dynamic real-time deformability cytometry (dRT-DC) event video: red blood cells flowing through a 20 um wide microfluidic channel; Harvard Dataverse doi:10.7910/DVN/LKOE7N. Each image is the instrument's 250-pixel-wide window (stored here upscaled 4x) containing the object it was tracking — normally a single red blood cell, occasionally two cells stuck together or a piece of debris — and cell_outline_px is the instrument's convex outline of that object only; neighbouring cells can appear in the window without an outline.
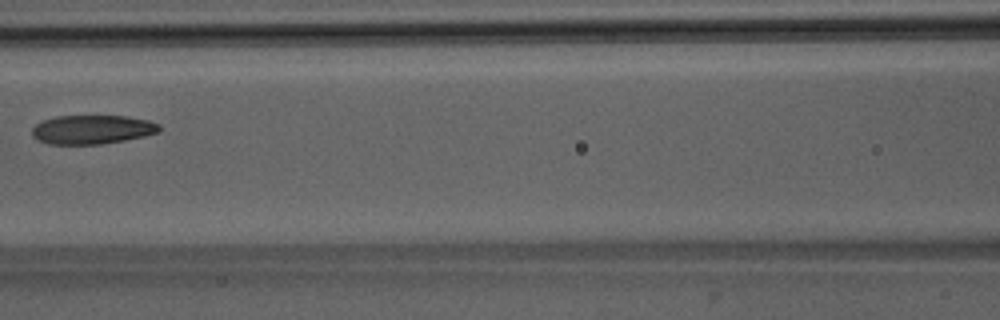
{"species": "Egyptian fruit bat (a non-hibernating species)", "species_latin": "Rousettus aegyptiacus", "temperature_condition": "room temperature", "stored_images_in_passage": 5, "camera_frame_rate_fps": 3000, "um_per_image_px": 0.085, "animal": {"sex": "male"}, "frame": {"image": 1, "passage_image": 4, "time_ms": 3.667, "image_size_px": [1000, 320], "cell_outline_px": [[160, 132], [144, 136], [124, 140], [100, 144], [48, 144], [36, 140], [32, 136], [32, 128], [40, 120], [56, 116], [128, 116], [148, 120], [160, 124]], "centroid_in_image_um": [7.81, 11.0], "position_along_channel_um": 158.8, "area_um2": 21.68}}